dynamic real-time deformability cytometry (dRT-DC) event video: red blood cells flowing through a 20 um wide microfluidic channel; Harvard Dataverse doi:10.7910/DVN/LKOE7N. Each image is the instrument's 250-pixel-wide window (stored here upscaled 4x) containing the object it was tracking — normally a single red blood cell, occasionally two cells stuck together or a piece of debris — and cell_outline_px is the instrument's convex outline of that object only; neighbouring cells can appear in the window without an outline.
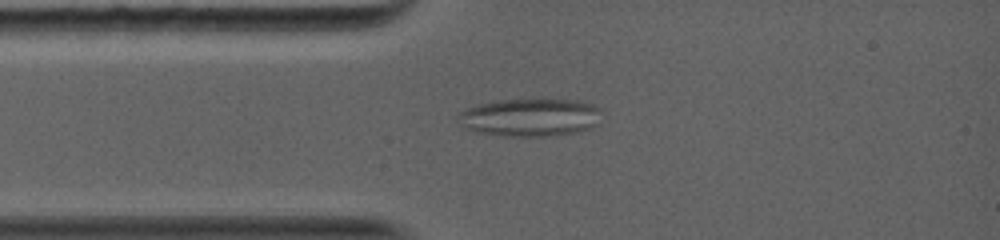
{"species": "common noctule bat (a hibernating species)", "species_latin": "Nyctalus noctula", "temperature_condition": "warm", "stored_images_in_passage": 45, "camera_frame_rate_fps": 5000, "um_per_image_px": 0.085, "animal": {"sex": "female", "body_mass_g": 19.0, "forearm_length_mm": 56.7}, "frame": {"image": 1, "passage_image": 9, "time_ms": 2.6, "image_size_px": [1000, 240], "cell_outline_px": [[600, 108], [596, 124], [588, 128], [576, 132], [544, 136], [504, 136], [480, 132], [468, 128], [460, 124], [456, 120], [456, 116], [464, 108], [480, 104], [500, 100], [580, 100], [592, 104]], "centroid_in_image_um": [45.01, 9.97], "position_along_channel_um": 40.0, "area_um2": 31.27}}
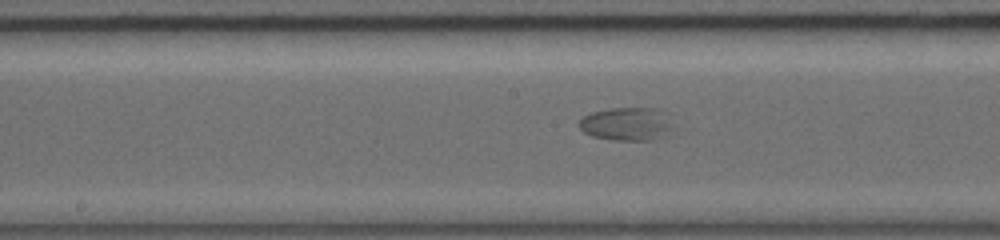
{"frame": {"image": 2, "passage_image": 20, "time_ms": 6.6, "image_size_px": [1000, 240], "cell_outline_px": [[672, 128], [652, 140], [612, 140], [592, 136], [584, 132], [580, 128], [580, 120], [584, 116], [592, 112], [612, 108], [656, 108], [664, 112]], "centroid_in_image_um": [53.21, 10.53], "position_along_channel_um": 195.0, "area_um2": 17.74}}
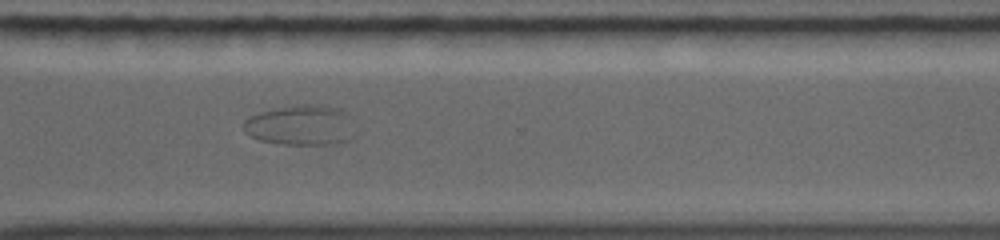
{"frame": {"image": 3, "passage_image": 31, "time_ms": 10.4, "image_size_px": [1000, 240], "cell_outline_px": [[352, 136], [348, 140], [336, 144], [284, 144], [260, 140], [244, 132], [244, 120], [260, 112], [300, 104], [320, 104], [340, 108], [344, 116]], "centroid_in_image_um": [25.48, 10.65], "position_along_channel_um": 345.1, "area_um2": 25.26}}